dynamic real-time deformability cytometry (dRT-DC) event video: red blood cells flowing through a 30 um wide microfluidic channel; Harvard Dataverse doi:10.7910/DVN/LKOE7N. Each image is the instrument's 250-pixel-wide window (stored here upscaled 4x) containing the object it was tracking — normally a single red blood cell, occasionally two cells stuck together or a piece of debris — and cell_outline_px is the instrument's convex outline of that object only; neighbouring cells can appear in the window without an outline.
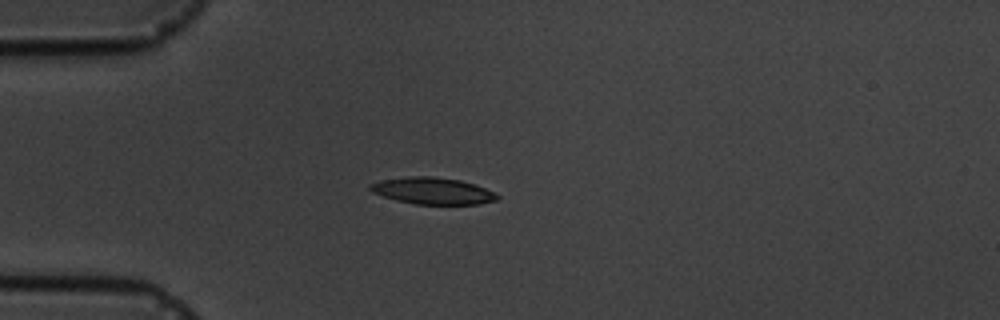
{"species": "common noctule bat (a hibernating species)", "species_latin": "Nyctalus noctula", "temperature_condition": "cold", "stored_images_in_passage": 5, "camera_frame_rate_fps": 3000, "um_per_image_px": 0.085, "animal": {"sex": "male", "body_mass_g": 19.5, "forearm_length_mm": 54.6}, "frame": {"image": 1, "passage_image": 5, "time_ms": 6.0, "image_size_px": [1000, 320], "cell_outline_px": [[500, 196], [496, 200], [480, 204], [416, 204], [396, 200], [372, 192], [368, 188], [368, 184], [380, 180], [408, 176], [432, 176], [460, 180], [476, 184]], "centroid_in_image_um": [36.75, 16.21], "position_along_channel_um": 48.3, "area_um2": 19.77}}